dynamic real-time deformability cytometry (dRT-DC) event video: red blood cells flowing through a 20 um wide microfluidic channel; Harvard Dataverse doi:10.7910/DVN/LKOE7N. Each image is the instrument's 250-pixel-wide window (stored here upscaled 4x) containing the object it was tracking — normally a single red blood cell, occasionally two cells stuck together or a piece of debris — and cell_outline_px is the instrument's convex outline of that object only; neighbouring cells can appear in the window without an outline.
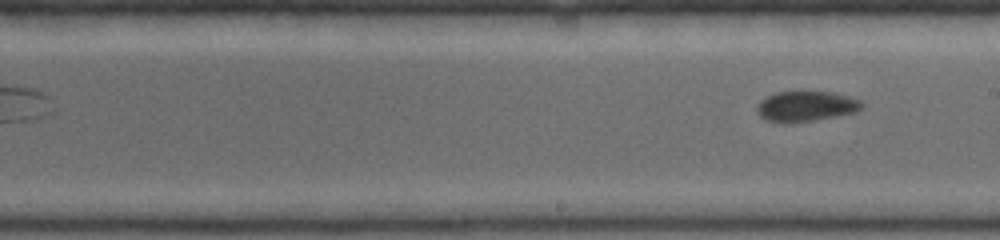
{"species": "common noctule bat (a hibernating species)", "species_latin": "Nyctalus noctula", "temperature_condition": "warm", "stored_images_in_passage": 16, "segment_of_instrument_passage": [2, 2], "camera_frame_rate_fps": 5000, "um_per_image_px": 0.085, "animal": {"sex": "female", "body_mass_g": 19.0, "forearm_length_mm": 53.3}, "frame": {"image": 1, "passage_image": 16, "time_ms": 4.2, "image_size_px": [1000, 240], "cell_outline_px": [[864, 104], [856, 112], [836, 116], [812, 120], [764, 120], [756, 112], [756, 104], [760, 100], [776, 92], [832, 92], [848, 96], [860, 100]], "centroid_in_image_um": [68.51, 9.0], "position_along_channel_um": 220.5, "area_um2": 17.92}}